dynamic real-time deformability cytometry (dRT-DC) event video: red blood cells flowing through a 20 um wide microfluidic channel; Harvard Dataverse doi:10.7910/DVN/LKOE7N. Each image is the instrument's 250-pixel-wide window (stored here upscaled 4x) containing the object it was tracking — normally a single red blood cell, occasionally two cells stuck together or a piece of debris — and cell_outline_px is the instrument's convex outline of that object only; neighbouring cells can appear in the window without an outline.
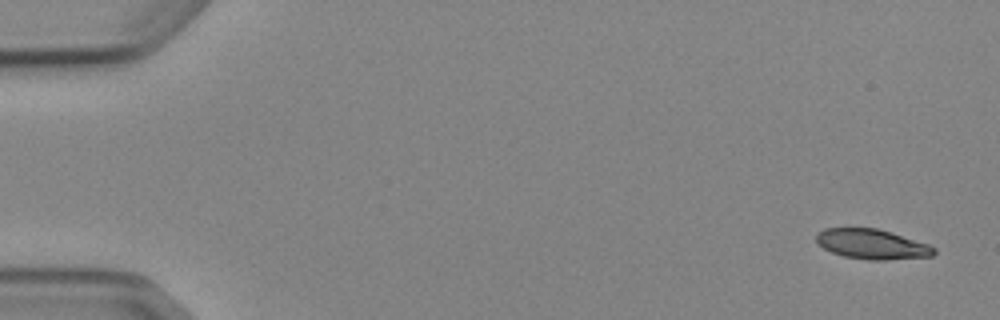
{"species": "Egyptian fruit bat (a non-hibernating species)", "species_latin": "Rousettus aegyptiacus", "temperature_condition": "cold", "stored_images_in_passage": 5, "camera_frame_rate_fps": 3000, "um_per_image_px": 0.085, "animal": {"sex": "female"}, "frame": {"image": 1, "passage_image": 1, "time_ms": 0.0, "image_size_px": [1000, 320], "cell_outline_px": [[936, 252], [932, 256], [884, 260], [868, 260], [844, 256], [832, 252], [816, 244], [816, 236], [824, 228], [876, 228], [892, 232], [928, 244], [936, 248]], "centroid_in_image_um": [74.12, 20.75], "position_along_channel_um": 10.9, "area_um2": 20.52}}
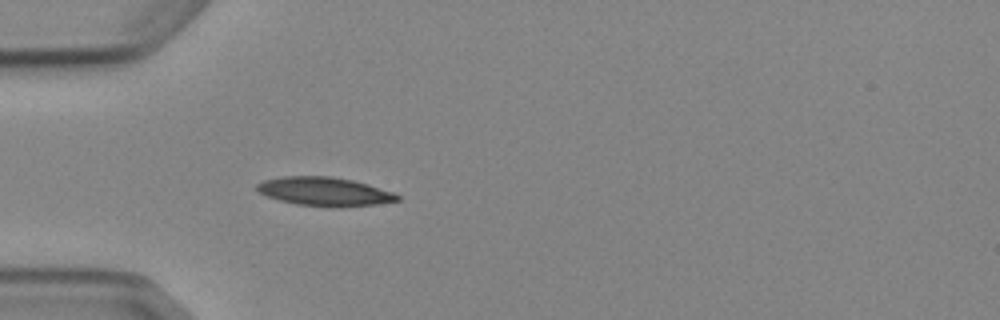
{"frame": {"image": 2, "passage_image": 5, "time_ms": 4.667, "image_size_px": [1000, 320], "cell_outline_px": [[400, 200], [376, 204], [328, 208], [296, 204], [280, 200], [268, 196], [260, 192], [256, 188], [256, 184], [264, 180], [284, 176], [332, 176], [352, 180], [368, 184], [396, 192], [400, 196]], "centroid_in_image_um": [27.62, 16.28], "position_along_channel_um": 57.4, "area_um2": 23.64}}